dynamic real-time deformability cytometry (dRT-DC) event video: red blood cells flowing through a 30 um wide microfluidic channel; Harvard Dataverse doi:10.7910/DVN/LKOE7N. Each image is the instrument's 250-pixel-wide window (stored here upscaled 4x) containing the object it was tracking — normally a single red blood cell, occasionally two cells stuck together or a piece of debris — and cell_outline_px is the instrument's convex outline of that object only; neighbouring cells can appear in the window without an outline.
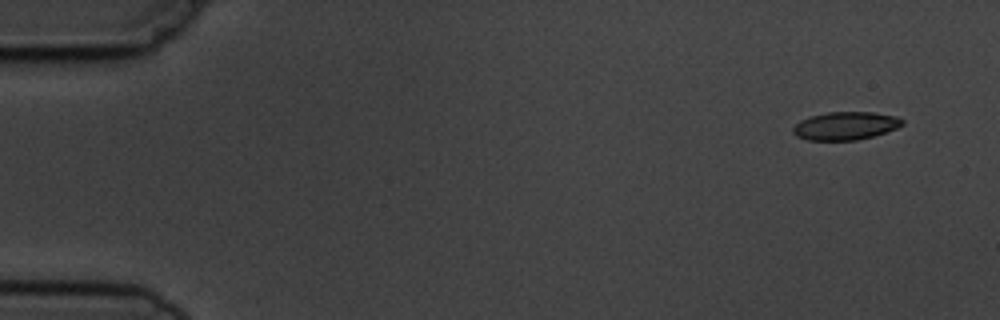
{"species": "common noctule bat (a hibernating species)", "species_latin": "Nyctalus noctula", "temperature_condition": "cold", "stored_images_in_passage": 6, "camera_frame_rate_fps": 3000, "um_per_image_px": 0.085, "animal": {"sex": "male", "body_mass_g": 19.5, "forearm_length_mm": 54.6}, "frame": {"image": 1, "passage_image": 1, "time_ms": 0.0, "image_size_px": [1000, 320], "cell_outline_px": [[904, 124], [896, 128], [872, 136], [856, 140], [808, 140], [796, 136], [792, 132], [792, 128], [800, 120], [808, 116], [828, 112], [872, 112], [896, 116], [904, 120]], "centroid_in_image_um": [71.83, 10.69], "position_along_channel_um": 13.2, "area_um2": 17.86}}
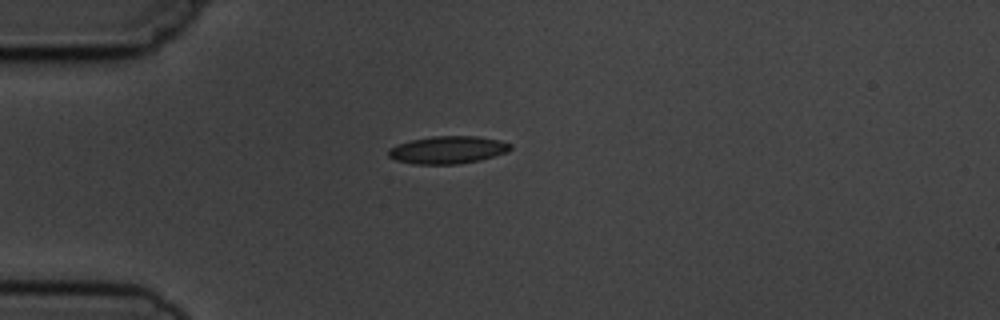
{"frame": {"image": 2, "passage_image": 4, "time_ms": 3.667, "image_size_px": [1000, 320], "cell_outline_px": [[512, 148], [508, 152], [480, 160], [456, 164], [416, 164], [396, 160], [388, 156], [388, 148], [396, 144], [412, 140], [432, 136], [476, 136], [500, 140], [512, 144]], "centroid_in_image_um": [38.07, 12.73], "position_along_channel_um": 46.9, "area_um2": 19.65}}
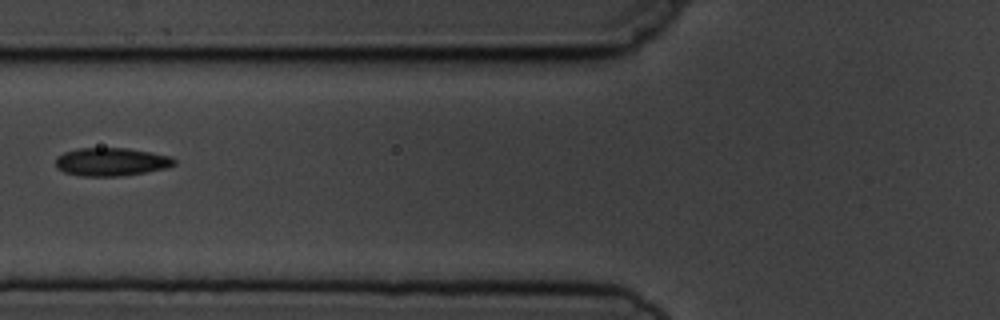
{"frame": {"image": 3, "passage_image": 6, "time_ms": 6.0, "image_size_px": [1000, 320], "cell_outline_px": [[176, 164], [168, 168], [120, 176], [84, 176], [64, 172], [56, 168], [56, 156], [64, 152], [76, 148], [128, 148], [152, 152], [172, 156], [176, 160]], "centroid_in_image_um": [9.47, 13.74], "position_along_channel_um": 116.3, "area_um2": 19.65}}